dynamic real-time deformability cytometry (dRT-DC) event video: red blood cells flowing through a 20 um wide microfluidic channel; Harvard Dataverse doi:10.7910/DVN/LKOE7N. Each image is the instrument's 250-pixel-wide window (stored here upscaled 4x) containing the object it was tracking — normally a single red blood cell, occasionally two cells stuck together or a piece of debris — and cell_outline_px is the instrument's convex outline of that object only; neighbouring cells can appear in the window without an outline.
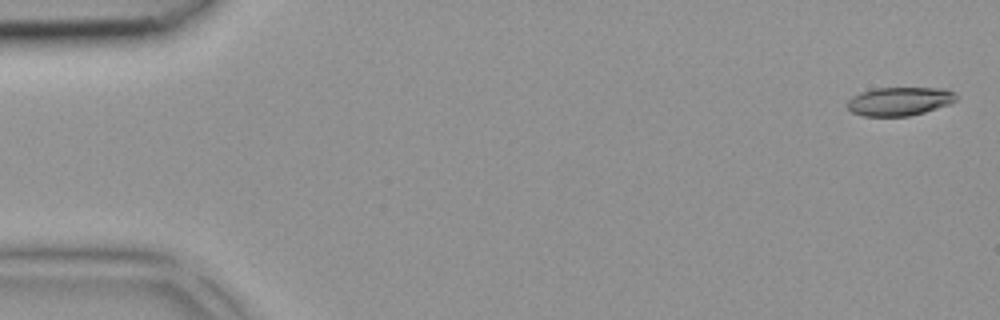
{"species": "common noctule bat (a hibernating species)", "species_latin": "Nyctalus noctula", "temperature_condition": "room temperature", "stored_images_in_passage": 42, "camera_frame_rate_fps": 3000, "um_per_image_px": 0.085, "animal": {"sex": "female", "body_mass_g": 18.4}, "frame": {"image": 1, "passage_image": 1, "time_ms": 0.0, "image_size_px": [1000, 320], "cell_outline_px": [[956, 100], [948, 104], [924, 112], [908, 116], [864, 116], [852, 112], [848, 108], [848, 100], [852, 96], [860, 92], [876, 88], [944, 88], [956, 92]], "centroid_in_image_um": [76.45, 8.6], "position_along_channel_um": 8.5, "area_um2": 18.03}}
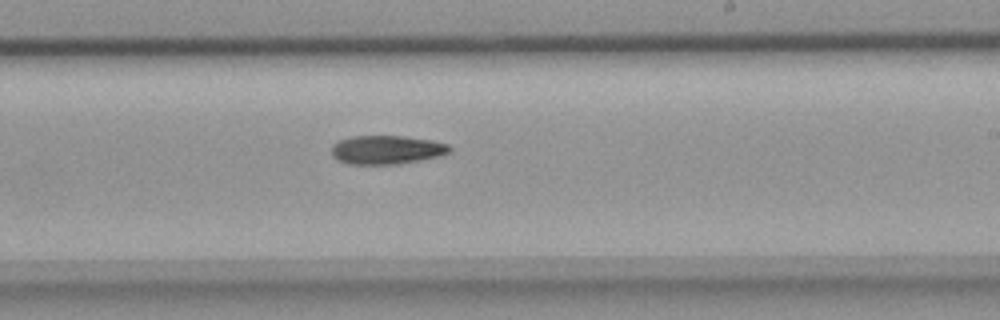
{"frame": {"image": 2, "passage_image": 25, "time_ms": 8.0, "image_size_px": [1000, 320], "cell_outline_px": [[452, 148], [448, 152], [440, 156], [400, 164], [348, 164], [336, 160], [332, 156], [332, 144], [340, 140], [352, 136], [404, 136], [432, 140], [448, 144]], "centroid_in_image_um": [32.85, 12.73], "position_along_channel_um": 256.1, "area_um2": 19.88}}
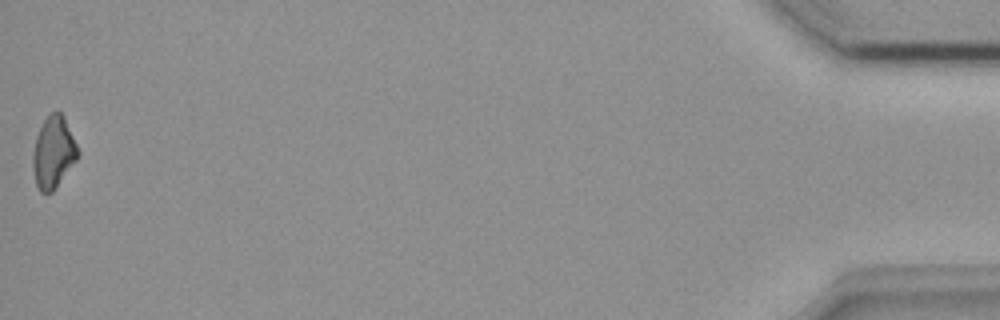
{"frame": {"image": 3, "passage_image": 42, "time_ms": 13.667, "image_size_px": [1000, 320], "cell_outline_px": [[80, 156], [52, 192], [40, 192], [36, 184], [32, 164], [32, 156], [36, 136], [44, 120], [52, 112], [60, 112], [64, 116], [80, 152]], "centroid_in_image_um": [4.55, 12.95], "position_along_channel_um": 430.7, "area_um2": 18.73}}